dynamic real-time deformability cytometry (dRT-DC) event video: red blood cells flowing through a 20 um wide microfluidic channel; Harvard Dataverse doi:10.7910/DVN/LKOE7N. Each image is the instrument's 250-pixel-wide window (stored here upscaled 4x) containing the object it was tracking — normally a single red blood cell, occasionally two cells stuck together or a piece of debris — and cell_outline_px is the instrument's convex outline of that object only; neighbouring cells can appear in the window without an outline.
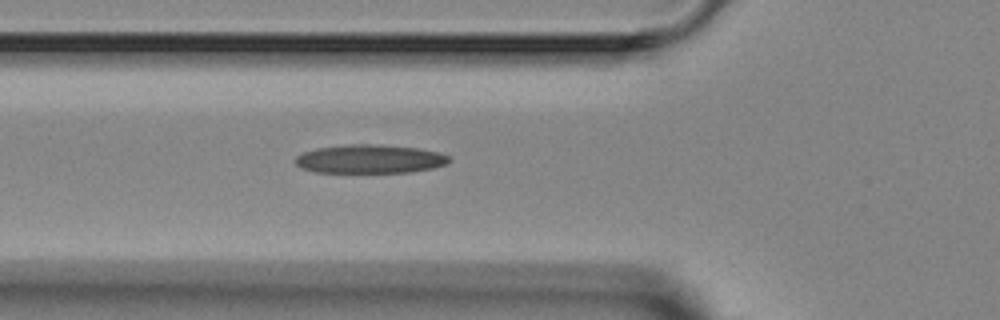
{"species": "Egyptian fruit bat (a non-hibernating species)", "species_latin": "Rousettus aegyptiacus", "temperature_condition": "room temperature", "stored_images_in_passage": 4, "camera_frame_rate_fps": 3000, "um_per_image_px": 0.085, "animal": {"sex": "female"}, "frame": {"image": 1, "passage_image": 4, "time_ms": 3.667, "image_size_px": [1000, 320], "cell_outline_px": [[452, 160], [448, 164], [432, 168], [412, 172], [316, 172], [300, 168], [296, 164], [296, 156], [304, 152], [316, 148], [348, 144], [380, 144], [416, 148], [440, 152], [448, 156]], "centroid_in_image_um": [31.46, 13.51], "position_along_channel_um": 94.3, "area_um2": 25.78}}